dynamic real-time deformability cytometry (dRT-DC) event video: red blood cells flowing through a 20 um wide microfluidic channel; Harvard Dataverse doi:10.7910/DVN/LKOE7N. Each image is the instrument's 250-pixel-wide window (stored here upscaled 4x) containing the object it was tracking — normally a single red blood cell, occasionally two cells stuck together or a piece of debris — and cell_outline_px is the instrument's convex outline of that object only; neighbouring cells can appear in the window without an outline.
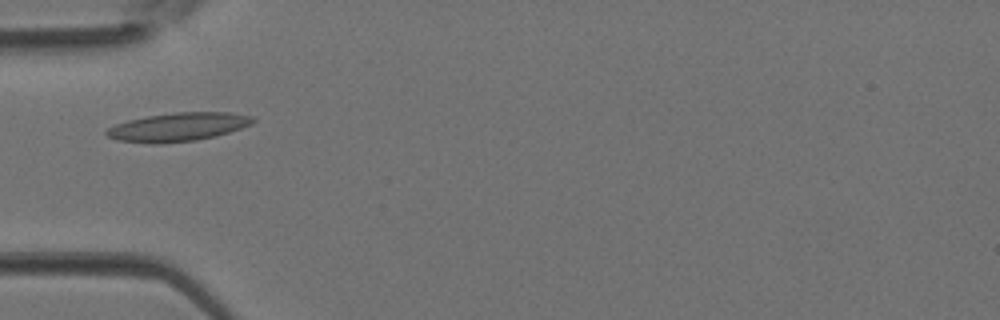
{"species": "Egyptian fruit bat (a non-hibernating species)", "species_latin": "Rousettus aegyptiacus", "temperature_condition": "room temperature", "stored_images_in_passage": 1, "camera_frame_rate_fps": 3000, "um_per_image_px": 0.085, "animal": {"sex": "female"}, "frame": {"image": 1, "passage_image": 1, "time_ms": 0.0, "image_size_px": [1000, 320], "cell_outline_px": [[256, 120], [252, 124], [216, 136], [196, 140], [160, 144], [152, 144], [116, 140], [108, 136], [104, 132], [108, 128], [116, 124], [128, 120], [148, 116], [176, 112], [228, 112], [252, 116]], "centroid_in_image_um": [15.12, 10.8], "position_along_channel_um": 69.9, "area_um2": 24.33}}